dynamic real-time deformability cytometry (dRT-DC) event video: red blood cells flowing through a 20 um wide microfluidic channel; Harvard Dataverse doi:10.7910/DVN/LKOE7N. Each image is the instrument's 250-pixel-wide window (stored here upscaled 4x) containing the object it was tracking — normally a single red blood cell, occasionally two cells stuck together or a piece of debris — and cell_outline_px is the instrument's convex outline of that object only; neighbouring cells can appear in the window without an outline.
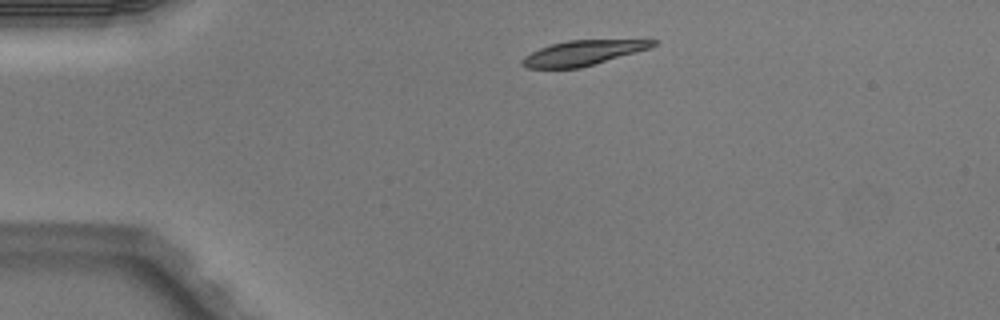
{"species": "Egyptian fruit bat (a non-hibernating species)", "species_latin": "Rousettus aegyptiacus", "temperature_condition": "warm", "stored_images_in_passage": 2, "camera_frame_rate_fps": 3000, "um_per_image_px": 0.085, "animal": {"sex": "male"}, "frame": {"image": 1, "passage_image": 1, "time_ms": 0.0, "image_size_px": [1000, 320], "cell_outline_px": [[656, 44], [648, 48], [580, 68], [528, 68], [520, 64], [520, 60], [524, 56], [540, 48], [552, 44], [568, 40], [656, 40]], "centroid_in_image_um": [49.45, 4.5], "position_along_channel_um": 35.5, "area_um2": 18.55}}